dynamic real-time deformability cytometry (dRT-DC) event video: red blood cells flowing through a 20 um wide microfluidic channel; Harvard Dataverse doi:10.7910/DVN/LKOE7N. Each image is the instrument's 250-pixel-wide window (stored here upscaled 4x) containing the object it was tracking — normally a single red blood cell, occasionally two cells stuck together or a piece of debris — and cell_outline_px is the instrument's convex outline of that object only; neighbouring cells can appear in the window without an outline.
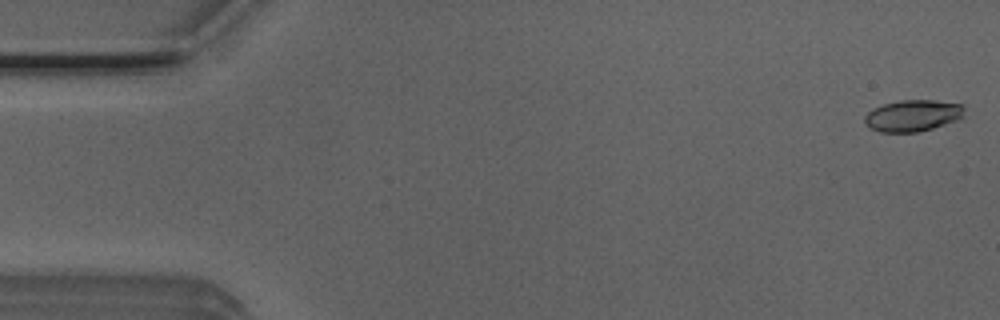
{"species": "Egyptian fruit bat (a non-hibernating species)", "species_latin": "Rousettus aegyptiacus", "temperature_condition": "room temperature", "stored_images_in_passage": 52, "camera_frame_rate_fps": 3000, "um_per_image_px": 0.085, "animal": {"sex": "male"}, "frame": {"image": 1, "passage_image": 1, "time_ms": 0.0, "image_size_px": [1000, 320], "cell_outline_px": [[964, 116], [956, 120], [932, 128], [916, 132], [880, 132], [864, 124], [864, 116], [872, 108], [884, 104], [900, 100], [932, 100], [960, 104], [964, 108]], "centroid_in_image_um": [77.55, 9.82], "position_along_channel_um": 7.5, "area_um2": 18.21}}
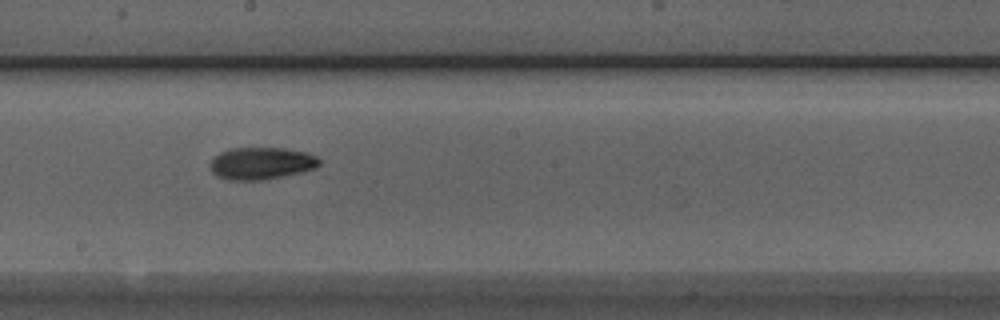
{"frame": {"image": 2, "passage_image": 28, "time_ms": 9.0, "image_size_px": [1000, 320], "cell_outline_px": [[320, 164], [316, 168], [300, 172], [260, 180], [228, 180], [216, 176], [212, 172], [208, 164], [212, 156], [220, 152], [232, 148], [284, 148], [308, 152], [316, 156], [320, 160]], "centroid_in_image_um": [22.16, 13.87], "position_along_channel_um": 226.0, "area_um2": 20.63}}
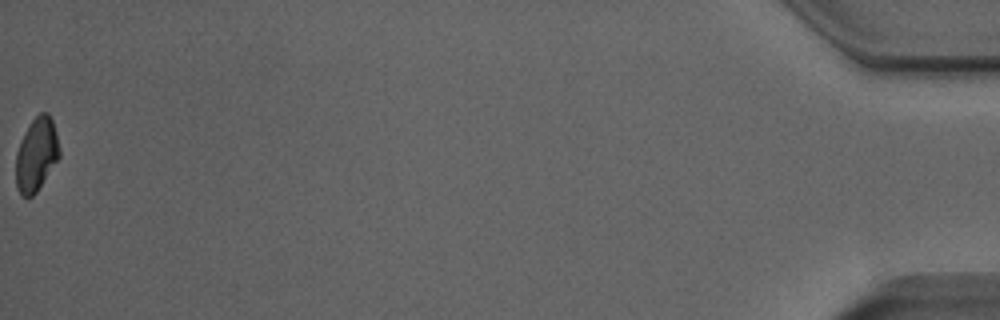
{"frame": {"image": 3, "passage_image": 52, "time_ms": 17.0, "image_size_px": [1000, 320], "cell_outline_px": [[60, 156], [36, 192], [32, 196], [20, 196], [16, 188], [16, 152], [20, 140], [24, 132], [32, 120], [40, 112], [48, 112], [52, 120], [56, 132], [60, 148]], "centroid_in_image_um": [3.08, 13.12], "position_along_channel_um": 432.1, "area_um2": 18.67}, "authors_computed_cell_mechanics": {"area_um2": 19.5653, "velocity_mm_per_s": 3.9392, "shape_relaxation_time_tau1_ms": 4.4035, "shape_relaxation_time_tau2_ms": 4.9653, "deformation_change_tau1": 0.1262, "deformation_change_tau2": 0.0973}}